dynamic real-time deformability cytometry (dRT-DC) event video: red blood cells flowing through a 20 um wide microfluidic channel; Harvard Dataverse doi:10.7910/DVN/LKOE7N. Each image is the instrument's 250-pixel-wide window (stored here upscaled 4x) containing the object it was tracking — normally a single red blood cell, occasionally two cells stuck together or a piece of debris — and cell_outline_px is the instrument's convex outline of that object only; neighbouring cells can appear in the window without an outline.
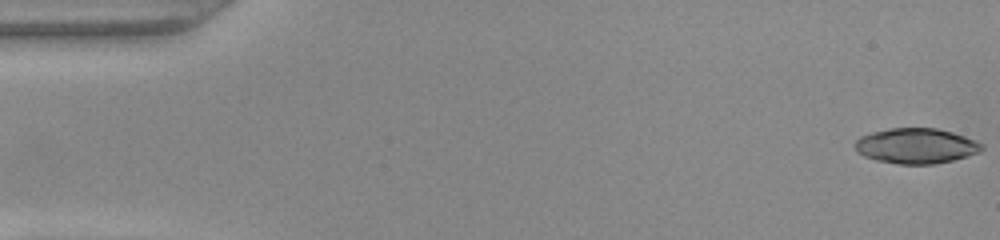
{"species": "common noctule bat (a hibernating species)", "species_latin": "Nyctalus noctula", "temperature_condition": "warm", "stored_images_in_passage": 51, "camera_frame_rate_fps": 3000, "um_per_image_px": 0.085, "animal": {"sex": "female", "body_mass_g": 22.0, "forearm_length_mm": 56.7}, "frame": {"image": 1, "passage_image": 1, "time_ms": 0.0, "image_size_px": [1000, 240], "cell_outline_px": [[984, 148], [976, 152], [952, 160], [936, 164], [900, 164], [876, 160], [864, 156], [856, 152], [856, 140], [860, 136], [872, 132], [888, 128], [936, 128], [952, 132], [964, 136], [984, 144]], "centroid_in_image_um": [77.84, 12.39], "position_along_channel_um": 7.2, "area_um2": 25.89}}
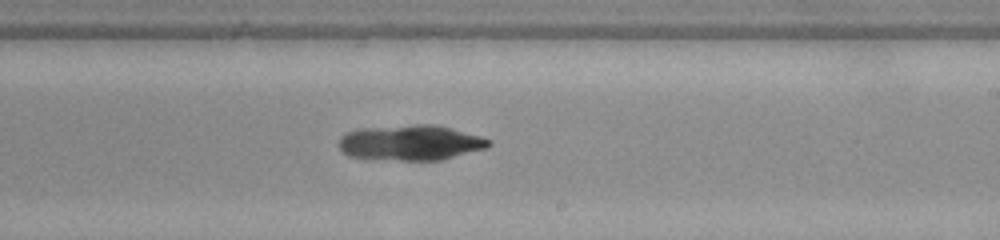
{"frame": {"image": 2, "passage_image": 30, "time_ms": 9.667, "image_size_px": [1000, 240], "cell_outline_px": [[492, 144], [484, 148], [440, 160], [372, 160], [348, 156], [340, 148], [340, 136], [344, 132], [360, 128], [416, 124], [436, 124], [480, 136], [492, 140]], "centroid_in_image_um": [34.84, 12.12], "position_along_channel_um": 254.2, "area_um2": 31.1}}
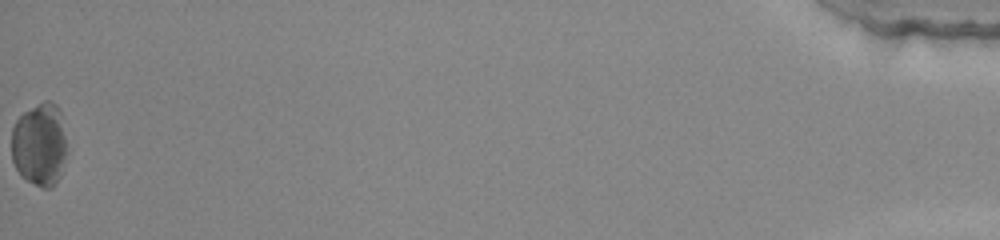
{"frame": {"image": 3, "passage_image": 51, "time_ms": 16.667, "image_size_px": [1000, 240], "cell_outline_px": [[64, 156], [60, 176], [56, 184], [52, 188], [44, 188], [20, 176], [12, 160], [12, 128], [16, 120], [24, 112], [44, 100], [48, 100], [56, 104], [60, 112], [64, 136]], "centroid_in_image_um": [3.33, 12.28], "position_along_channel_um": 431.9, "area_um2": 26.41}, "authors_computed_cell_mechanics": {"area_um2": 29.2468, "velocity_mm_per_s": 4.0232, "shape_relaxation_time_tau1_ms": 6.4566, "shape_relaxation_time_tau2_ms": null, "deformation_change_tau1": 0.2342, "deformation_change_tau2": null}}